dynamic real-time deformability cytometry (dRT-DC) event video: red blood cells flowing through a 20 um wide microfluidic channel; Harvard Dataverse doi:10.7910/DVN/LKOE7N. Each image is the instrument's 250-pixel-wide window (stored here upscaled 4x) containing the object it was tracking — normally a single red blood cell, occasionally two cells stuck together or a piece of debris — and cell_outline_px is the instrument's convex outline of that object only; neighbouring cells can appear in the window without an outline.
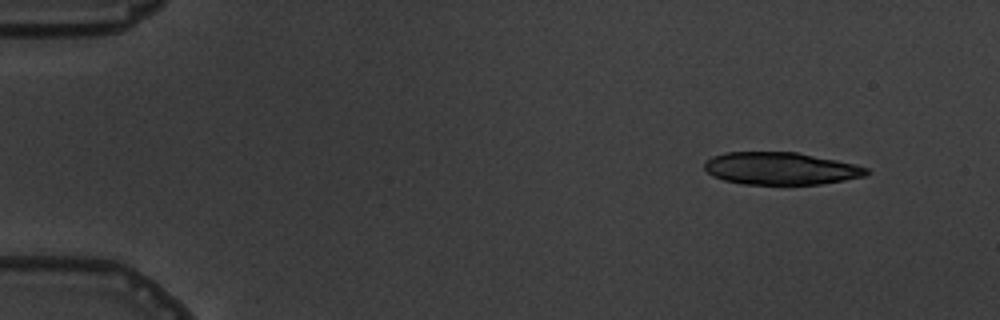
{"species": "common noctule bat (a hibernating species)", "species_latin": "Nyctalus noctula", "temperature_condition": "warm", "stored_images_in_passage": 7, "camera_frame_rate_fps": 3000, "um_per_image_px": 0.085, "animal": {"sex": "male", "body_mass_g": 19.5, "forearm_length_mm": 54.6}, "frame": {"image": 1, "passage_image": 1, "time_ms": 0.0, "image_size_px": [1000, 320], "cell_outline_px": [[872, 172], [864, 176], [844, 180], [820, 184], [744, 184], [724, 180], [712, 176], [704, 168], [704, 164], [712, 156], [724, 152], [796, 152], [856, 164], [868, 168]], "centroid_in_image_um": [66.37, 14.32], "position_along_channel_um": 18.6, "area_um2": 30.58}}
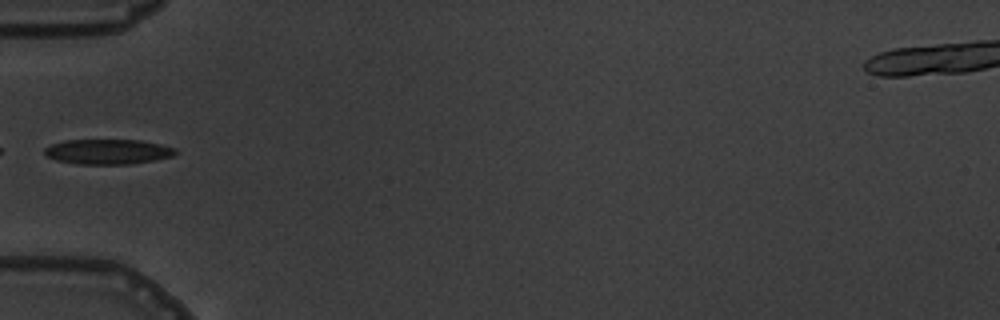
{"frame": {"image": 2, "passage_image": 5, "time_ms": 4.667, "image_size_px": [1000, 320], "cell_outline_px": [[176, 152], [172, 156], [152, 160], [128, 164], [76, 164], [56, 160], [48, 156], [44, 152], [44, 148], [52, 144], [64, 140], [140, 140], [160, 144], [176, 148]], "centroid_in_image_um": [9.14, 12.89], "position_along_channel_um": 75.9, "area_um2": 18.96}}